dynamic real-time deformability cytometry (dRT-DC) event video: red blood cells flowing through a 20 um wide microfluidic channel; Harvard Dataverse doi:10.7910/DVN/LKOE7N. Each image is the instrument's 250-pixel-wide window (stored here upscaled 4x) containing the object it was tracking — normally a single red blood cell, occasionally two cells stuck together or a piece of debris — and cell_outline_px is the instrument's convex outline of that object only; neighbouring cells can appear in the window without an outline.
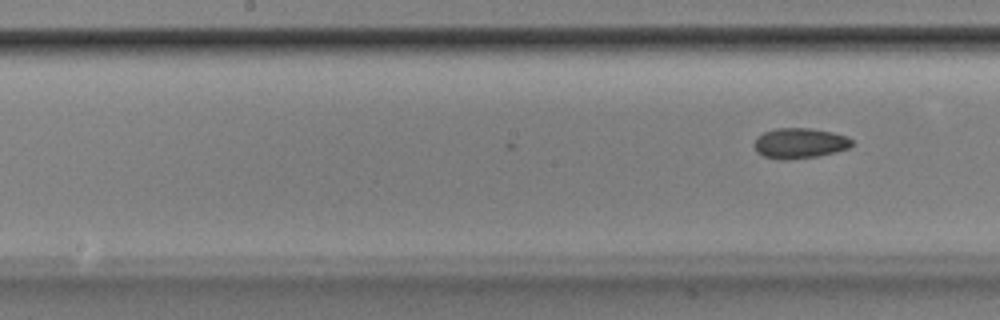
{"species": "Egyptian fruit bat (a non-hibernating species)", "species_latin": "Rousettus aegyptiacus", "temperature_condition": "room temperature", "stored_images_in_passage": 14, "camera_frame_rate_fps": 3000, "um_per_image_px": 0.085, "animal": {"sex": "male"}, "frame": {"image": 1, "passage_image": 14, "time_ms": 4.333, "image_size_px": [1000, 320], "cell_outline_px": [[852, 144], [848, 148], [816, 156], [784, 160], [764, 156], [756, 152], [752, 144], [764, 132], [776, 128], [808, 128], [832, 132], [848, 136], [852, 140]], "centroid_in_image_um": [67.95, 12.16], "position_along_channel_um": 180.3, "area_um2": 17.05}}